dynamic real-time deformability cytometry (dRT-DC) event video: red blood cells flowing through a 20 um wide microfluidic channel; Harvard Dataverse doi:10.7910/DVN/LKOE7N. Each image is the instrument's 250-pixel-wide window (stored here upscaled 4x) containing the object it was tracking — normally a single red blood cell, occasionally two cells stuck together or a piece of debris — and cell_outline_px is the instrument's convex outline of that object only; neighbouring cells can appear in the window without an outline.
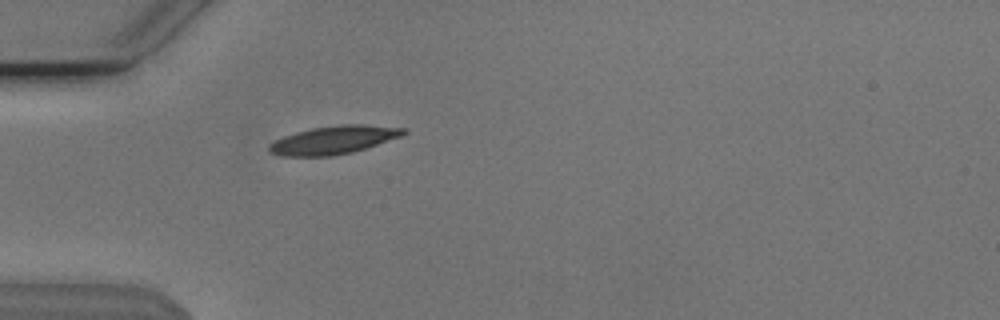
{"species": "Egyptian fruit bat (a non-hibernating species)", "species_latin": "Rousettus aegyptiacus", "temperature_condition": "cold", "stored_images_in_passage": 2, "camera_frame_rate_fps": 3000, "um_per_image_px": 0.085, "animal": {"sex": "male"}, "frame": {"image": 1, "passage_image": 2, "time_ms": 0.333, "image_size_px": [1000, 320], "cell_outline_px": [[408, 132], [400, 136], [352, 152], [332, 156], [280, 156], [268, 152], [268, 144], [284, 136], [296, 132], [312, 128], [340, 124], [364, 124], [404, 128]], "centroid_in_image_um": [28.31, 11.89], "position_along_channel_um": 56.7, "area_um2": 21.91}}